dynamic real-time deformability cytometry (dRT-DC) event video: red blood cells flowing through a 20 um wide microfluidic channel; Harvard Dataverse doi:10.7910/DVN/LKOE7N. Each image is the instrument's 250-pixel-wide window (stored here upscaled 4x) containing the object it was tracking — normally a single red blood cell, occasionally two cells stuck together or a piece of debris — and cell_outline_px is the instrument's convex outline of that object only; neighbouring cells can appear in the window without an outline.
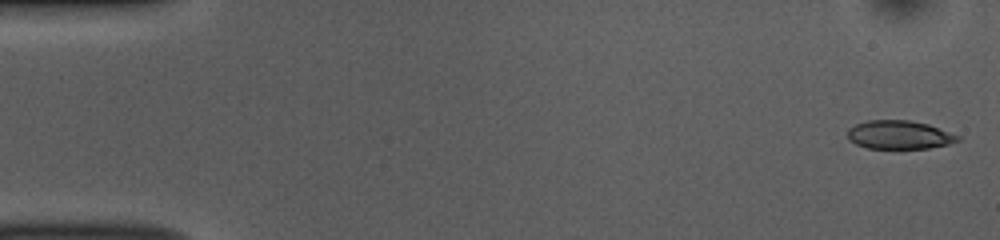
{"species": "common noctule bat (a hibernating species)", "species_latin": "Nyctalus noctula", "temperature_condition": "room temperature", "stored_images_in_passage": 51, "camera_frame_rate_fps": 3000, "um_per_image_px": 0.085, "animal": {"sex": "female", "body_mass_g": 10.0, "forearm_length_mm": 53.1}, "frame": {"image": 1, "passage_image": 1, "time_ms": 0.0, "image_size_px": [1000, 240], "cell_outline_px": [[960, 140], [948, 144], [928, 148], [868, 148], [856, 144], [848, 140], [848, 128], [856, 124], [868, 120], [908, 120], [928, 124], [960, 136]], "centroid_in_image_um": [76.42, 11.45], "position_along_channel_um": 8.6, "area_um2": 18.21}}
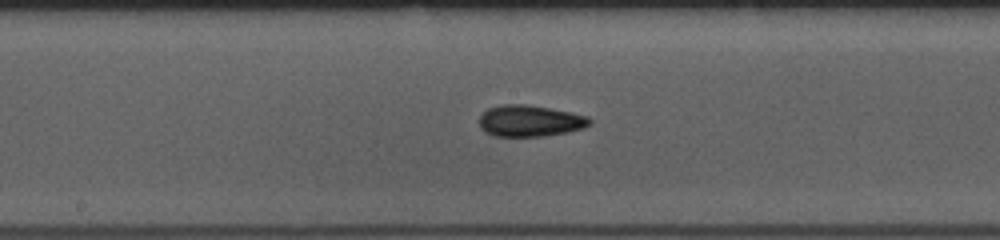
{"frame": {"image": 2, "passage_image": 26, "time_ms": 8.333, "image_size_px": [1000, 240], "cell_outline_px": [[592, 124], [584, 128], [568, 132], [544, 136], [492, 136], [480, 128], [480, 116], [488, 108], [504, 104], [524, 104], [572, 112], [588, 116], [592, 120]], "centroid_in_image_um": [45.08, 10.28], "position_along_channel_um": 203.1, "area_um2": 20.29}}
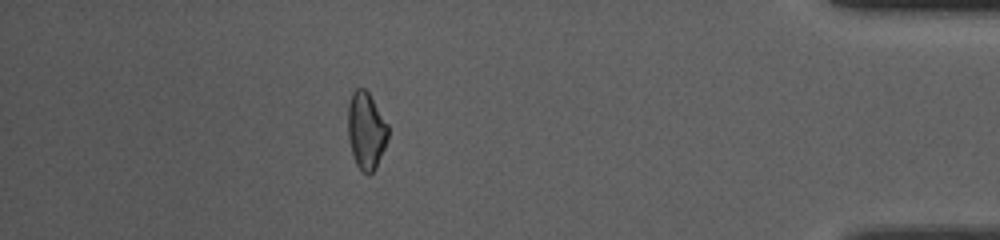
{"frame": {"image": 3, "passage_image": 45, "time_ms": 14.667, "image_size_px": [1000, 240], "cell_outline_px": [[388, 136], [384, 148], [376, 168], [368, 176], [356, 164], [352, 152], [348, 136], [348, 104], [352, 92], [356, 88], [364, 88], [368, 92], [388, 124]], "centroid_in_image_um": [31.12, 11.09], "position_along_channel_um": 404.1, "area_um2": 17.92}, "authors_computed_cell_mechanics": {"area_um2": 19.3052, "velocity_mm_per_s": 3.8918, "shape_relaxation_time_tau1_ms": 4.4086, "shape_relaxation_time_tau2_ms": 4.1132, "deformation_change_tau1": 0.1007, "deformation_change_tau2": 0.1053}}